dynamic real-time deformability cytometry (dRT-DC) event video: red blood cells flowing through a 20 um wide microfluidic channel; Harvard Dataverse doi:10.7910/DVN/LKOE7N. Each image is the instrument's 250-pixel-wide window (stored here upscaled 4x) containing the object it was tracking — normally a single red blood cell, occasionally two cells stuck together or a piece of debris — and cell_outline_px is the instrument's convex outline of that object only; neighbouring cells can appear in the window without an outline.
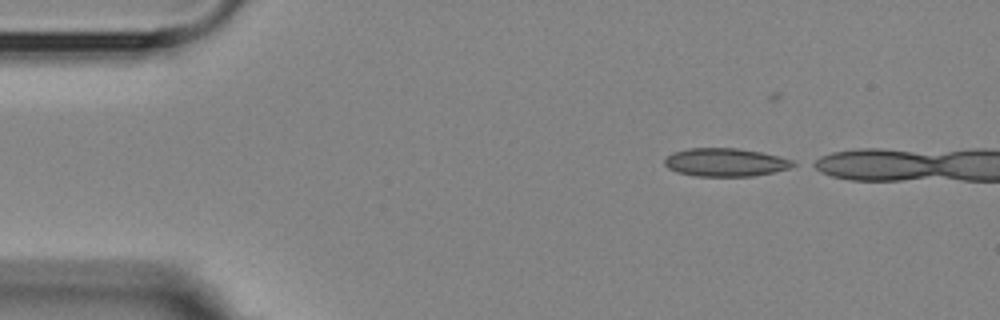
{"species": "Egyptian fruit bat (a non-hibernating species)", "species_latin": "Rousettus aegyptiacus", "temperature_condition": "room temperature", "stored_images_in_passage": 4, "segment_of_instrument_passage": [2, 2], "camera_frame_rate_fps": 3000, "um_per_image_px": 0.085, "animal": {"sex": "female"}, "frame": {"image": 1, "passage_image": 4, "time_ms": 5.667, "image_size_px": [1000, 320], "cell_outline_px": [[796, 164], [788, 168], [772, 172], [752, 176], [696, 176], [676, 172], [668, 168], [664, 164], [664, 160], [672, 152], [688, 148], [736, 148], [760, 152], [780, 156], [792, 160]], "centroid_in_image_um": [61.62, 13.79], "position_along_channel_um": 23.4, "area_um2": 21.04}}